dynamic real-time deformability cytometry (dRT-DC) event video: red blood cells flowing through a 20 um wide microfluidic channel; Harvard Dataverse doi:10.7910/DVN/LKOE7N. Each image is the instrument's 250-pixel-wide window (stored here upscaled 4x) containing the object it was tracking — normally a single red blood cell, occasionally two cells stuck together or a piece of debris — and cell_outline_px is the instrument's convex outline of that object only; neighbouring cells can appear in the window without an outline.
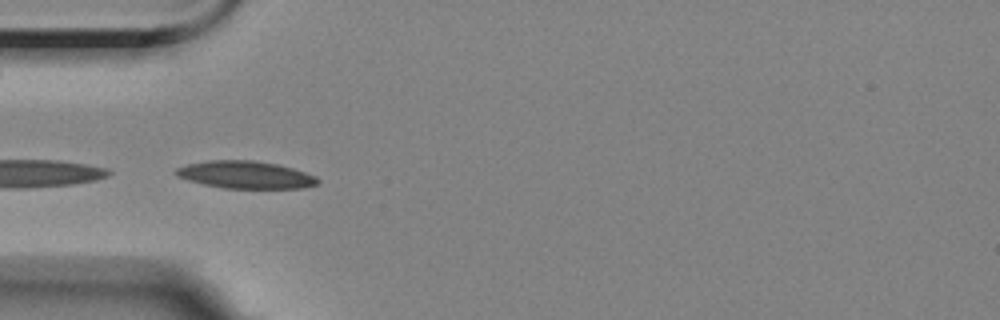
{"species": "Egyptian fruit bat (a non-hibernating species)", "species_latin": "Rousettus aegyptiacus", "temperature_condition": "room temperature", "stored_images_in_passage": 5, "camera_frame_rate_fps": 3000, "um_per_image_px": 0.085, "animal": {"sex": "female"}, "frame": {"image": 1, "passage_image": 5, "time_ms": 4.667, "image_size_px": [1000, 320], "cell_outline_px": [[320, 180], [316, 184], [304, 188], [224, 188], [204, 184], [188, 180], [176, 176], [172, 172], [176, 168], [188, 164], [208, 160], [252, 160], [276, 164], [292, 168], [316, 176]], "centroid_in_image_um": [20.84, 14.85], "position_along_channel_um": 64.2, "area_um2": 22.6}}